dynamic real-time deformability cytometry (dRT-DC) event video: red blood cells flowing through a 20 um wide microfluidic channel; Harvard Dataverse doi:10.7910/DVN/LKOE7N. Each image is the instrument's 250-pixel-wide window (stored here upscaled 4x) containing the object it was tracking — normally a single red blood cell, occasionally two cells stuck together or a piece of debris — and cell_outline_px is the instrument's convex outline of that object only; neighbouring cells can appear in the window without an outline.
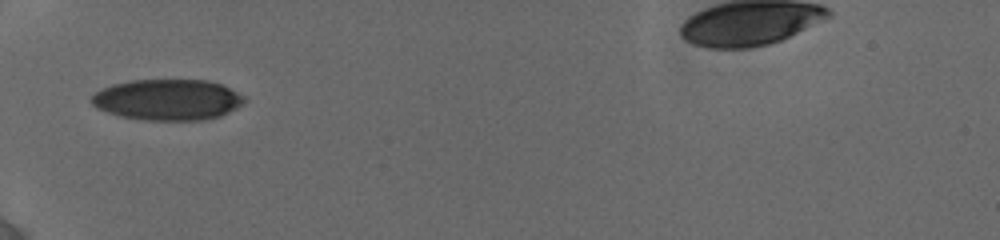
{"species": "human", "species_latin": "Homo sapiens", "temperature_condition": "cold", "stored_images_in_passage": 3, "camera_frame_rate_fps": 3000, "um_per_image_px": 0.085, "donor": {"sex": "female"}, "frame": {"image": 1, "passage_image": 1, "time_ms": 0.0, "image_size_px": [1000, 240], "cell_outline_px": [[248, 100], [236, 108], [220, 116], [200, 120], [144, 120], [120, 116], [96, 108], [92, 104], [92, 96], [96, 92], [112, 84], [132, 80], [208, 80], [220, 84], [244, 96]], "centroid_in_image_um": [14.25, 8.47], "position_along_channel_um": 70.7, "area_um2": 36.3}}
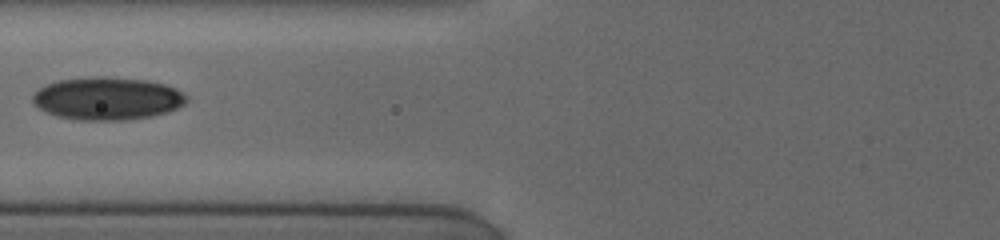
{"frame": {"image": 2, "passage_image": 2, "time_ms": 1.333, "image_size_px": [1000, 240], "cell_outline_px": [[188, 100], [184, 104], [168, 112], [152, 116], [128, 120], [80, 120], [56, 116], [32, 104], [32, 96], [40, 88], [56, 80], [96, 76], [100, 76], [148, 80], [164, 84], [176, 88], [188, 96]], "centroid_in_image_um": [9.14, 8.37], "position_along_channel_um": 116.7, "area_um2": 38.49}}
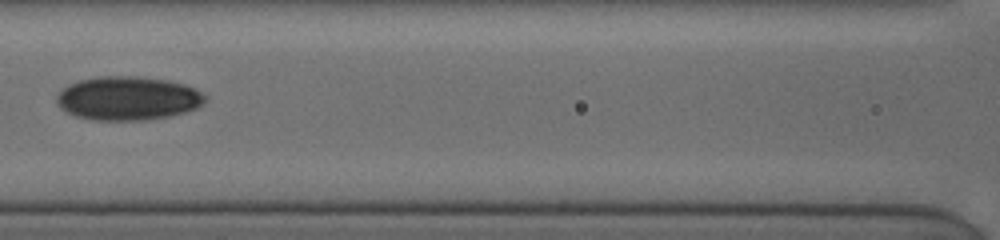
{"frame": {"image": 3, "passage_image": 3, "time_ms": 2.333, "image_size_px": [1000, 240], "cell_outline_px": [[208, 96], [204, 104], [196, 108], [184, 112], [168, 116], [144, 120], [92, 120], [76, 116], [60, 108], [56, 100], [56, 96], [68, 84], [80, 80], [96, 76], [136, 76], [168, 80], [184, 84], [196, 88]], "centroid_in_image_um": [10.89, 8.35], "position_along_channel_um": 155.7, "area_um2": 38.03}}